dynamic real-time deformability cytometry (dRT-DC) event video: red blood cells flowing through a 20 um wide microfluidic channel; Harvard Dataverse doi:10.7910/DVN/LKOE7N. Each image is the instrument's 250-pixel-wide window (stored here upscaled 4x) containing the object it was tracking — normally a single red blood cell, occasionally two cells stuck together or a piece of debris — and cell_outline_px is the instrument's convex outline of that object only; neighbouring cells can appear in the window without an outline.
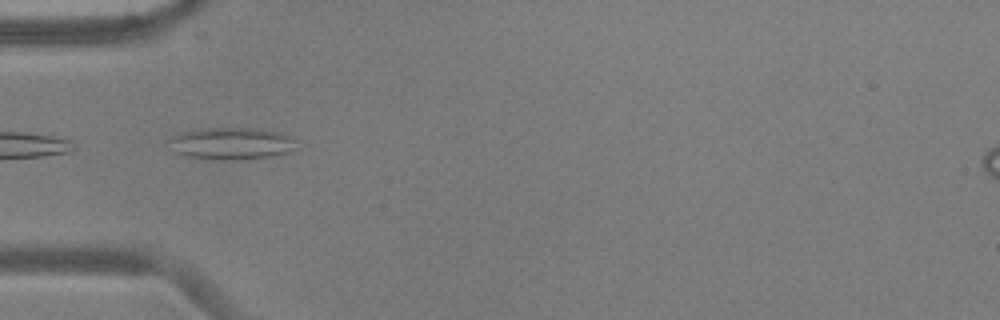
{"species": "common noctule bat (a hibernating species)", "species_latin": "Nyctalus noctula", "temperature_condition": "warm", "stored_images_in_passage": 6, "camera_frame_rate_fps": 3000, "um_per_image_px": 0.085, "animal": {"sex": "male", "body_mass_g": 17.9, "forearm_length_mm": 54.2}, "frame": {"image": 1, "passage_image": 4, "time_ms": 1.0, "image_size_px": [1000, 320], "cell_outline_px": [[292, 148], [288, 152], [272, 156], [224, 160], [208, 160], [188, 156], [176, 152], [168, 140], [172, 136], [184, 132], [200, 128], [260, 128], [284, 132], [292, 140]], "centroid_in_image_um": [19.63, 12.18], "position_along_channel_um": 65.4, "area_um2": 23.52}}